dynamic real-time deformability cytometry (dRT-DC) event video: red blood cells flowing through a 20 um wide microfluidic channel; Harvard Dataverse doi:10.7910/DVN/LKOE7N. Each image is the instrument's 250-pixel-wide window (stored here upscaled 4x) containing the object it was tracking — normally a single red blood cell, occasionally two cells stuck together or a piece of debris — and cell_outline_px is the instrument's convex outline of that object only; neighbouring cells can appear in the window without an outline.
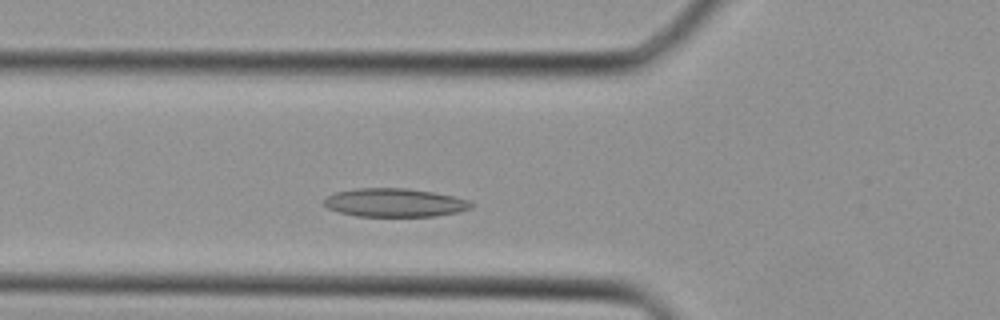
{"species": "Egyptian fruit bat (a non-hibernating species)", "species_latin": "Rousettus aegyptiacus", "temperature_condition": "cold", "stored_images_in_passage": 33, "camera_frame_rate_fps": 3000, "um_per_image_px": 0.085, "animal": {"sex": "female"}, "frame": {"image": 1, "passage_image": 7, "time_ms": 2.0, "image_size_px": [1000, 320], "cell_outline_px": [[472, 208], [456, 212], [436, 216], [356, 216], [340, 212], [328, 208], [324, 204], [324, 200], [328, 196], [336, 192], [356, 188], [408, 188], [432, 192], [452, 196], [468, 200], [472, 204]], "centroid_in_image_um": [33.53, 17.22], "position_along_channel_um": 92.3, "area_um2": 24.22}}
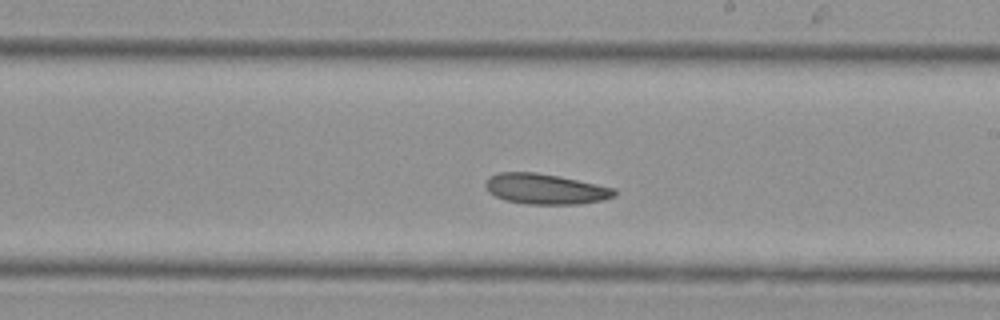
{"frame": {"image": 2, "passage_image": 16, "time_ms": 5.0, "image_size_px": [1000, 320], "cell_outline_px": [[616, 196], [604, 200], [580, 204], [524, 204], [504, 200], [488, 192], [484, 184], [488, 176], [496, 172], [536, 172], [560, 176], [616, 188]], "centroid_in_image_um": [46.35, 16.06], "position_along_channel_um": 242.7, "area_um2": 23.24}}
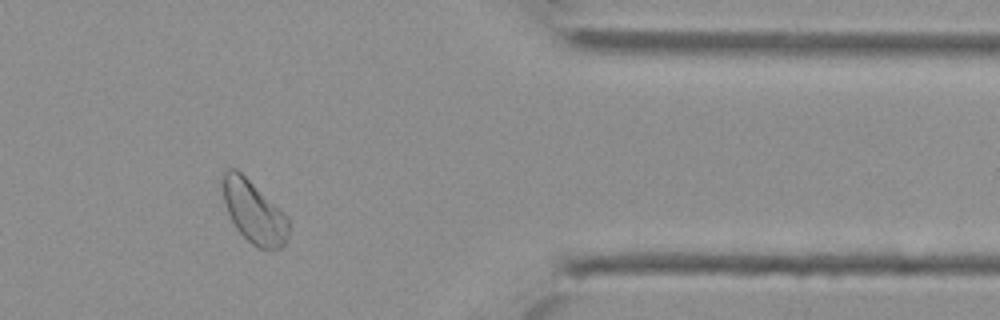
{"frame": {"image": 3, "passage_image": 26, "time_ms": 8.333, "image_size_px": [1000, 320], "cell_outline_px": [[288, 236], [284, 244], [280, 248], [256, 248], [236, 228], [224, 204], [220, 184], [220, 176], [224, 168], [236, 168], [284, 212], [288, 216]], "centroid_in_image_um": [21.52, 17.95], "position_along_channel_um": 389.9, "area_um2": 24.16}}